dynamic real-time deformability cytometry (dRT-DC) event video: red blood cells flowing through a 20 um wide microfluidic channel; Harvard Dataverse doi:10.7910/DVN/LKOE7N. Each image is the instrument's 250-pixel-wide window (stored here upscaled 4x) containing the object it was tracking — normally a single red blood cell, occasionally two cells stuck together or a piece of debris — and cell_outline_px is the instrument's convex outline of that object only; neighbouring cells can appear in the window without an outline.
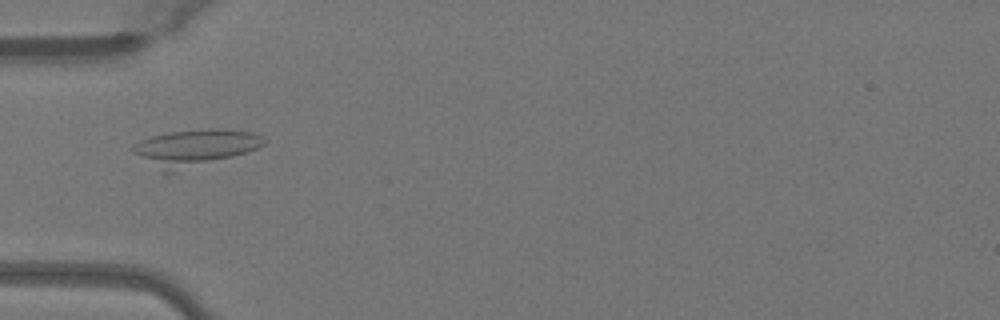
{"species": "Egyptian fruit bat (a non-hibernating species)", "species_latin": "Rousettus aegyptiacus", "temperature_condition": "warm", "stored_images_in_passage": 34, "camera_frame_rate_fps": 3000, "um_per_image_px": 0.085, "animal": {"sex": "female"}, "frame": {"image": 1, "passage_image": 10, "time_ms": 3.0, "image_size_px": [1000, 320], "cell_outline_px": [[264, 144], [248, 152], [172, 172], [164, 172], [132, 152], [132, 148], [140, 140], [152, 136], [168, 132], [208, 128], [216, 128], [252, 132], [264, 136]], "centroid_in_image_um": [16.57, 12.52], "position_along_channel_um": 68.4, "area_um2": 27.28}}
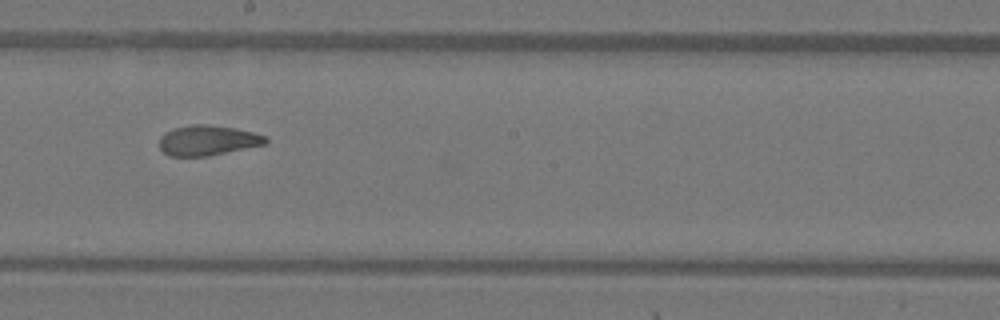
{"frame": {"image": 2, "passage_image": 22, "time_ms": 7.0, "image_size_px": [1000, 320], "cell_outline_px": [[268, 140], [264, 144], [208, 156], [168, 156], [160, 148], [160, 136], [176, 128], [192, 124], [208, 124], [236, 128], [252, 132], [264, 136]], "centroid_in_image_um": [17.63, 11.93], "position_along_channel_um": 230.6, "area_um2": 18.38}}
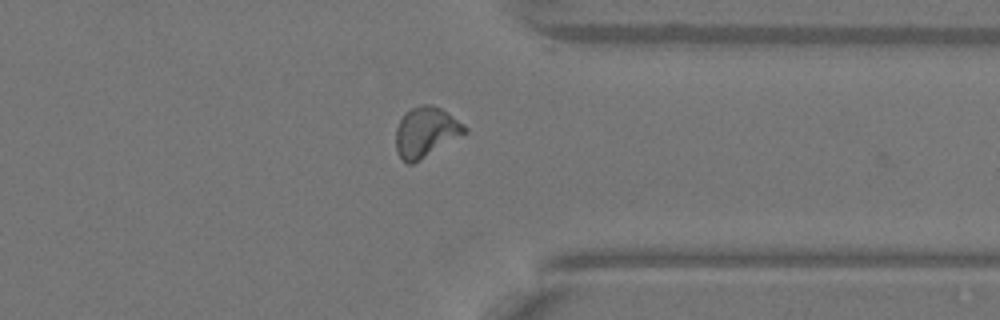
{"frame": {"image": 3, "passage_image": 33, "time_ms": 10.667, "image_size_px": [1000, 320], "cell_outline_px": [[468, 132], [412, 164], [408, 164], [396, 152], [396, 128], [404, 112], [420, 104], [432, 104], [440, 108], [464, 124], [468, 128]], "centroid_in_image_um": [36.19, 11.21], "position_along_channel_um": 375.2, "area_um2": 20.0}}